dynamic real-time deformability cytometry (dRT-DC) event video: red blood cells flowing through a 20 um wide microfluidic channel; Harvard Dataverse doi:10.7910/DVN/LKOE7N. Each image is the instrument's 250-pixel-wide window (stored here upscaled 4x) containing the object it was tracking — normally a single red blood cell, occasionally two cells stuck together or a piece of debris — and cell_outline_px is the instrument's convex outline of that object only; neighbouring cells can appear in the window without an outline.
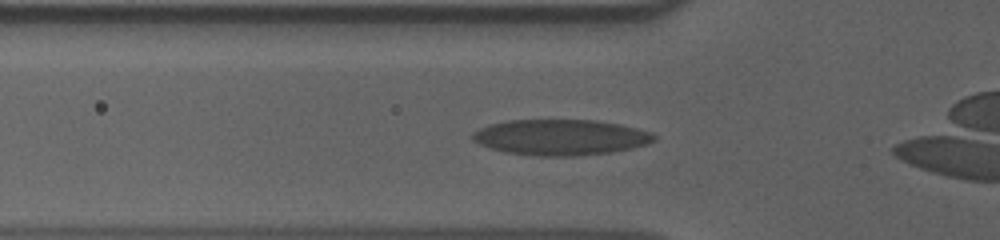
{"species": "human", "species_latin": "Homo sapiens", "temperature_condition": "cold", "stored_images_in_passage": 36, "camera_frame_rate_fps": 3000, "um_per_image_px": 0.085, "donor": {"sex": "male"}, "frame": {"image": 1, "passage_image": 4, "time_ms": 1.0, "image_size_px": [1000, 240], "cell_outline_px": [[656, 140], [648, 144], [632, 148], [612, 152], [580, 156], [532, 156], [504, 152], [480, 144], [472, 140], [472, 132], [488, 124], [508, 120], [596, 120], [620, 124], [652, 132], [656, 136]], "centroid_in_image_um": [47.66, 11.67], "position_along_channel_um": 78.1, "area_um2": 38.15}}
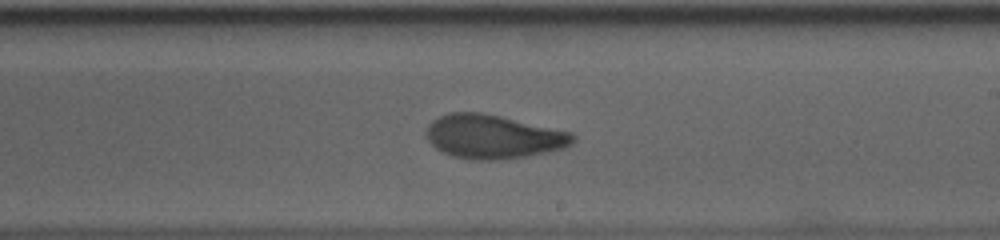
{"frame": {"image": 2, "passage_image": 18, "time_ms": 5.667, "image_size_px": [1000, 240], "cell_outline_px": [[576, 140], [572, 144], [564, 148], [548, 152], [528, 156], [496, 160], [472, 160], [452, 156], [436, 148], [428, 140], [424, 132], [428, 124], [432, 120], [448, 112], [480, 112], [500, 116], [572, 132], [576, 136]], "centroid_in_image_um": [41.92, 11.62], "position_along_channel_um": 247.1, "area_um2": 37.69}}
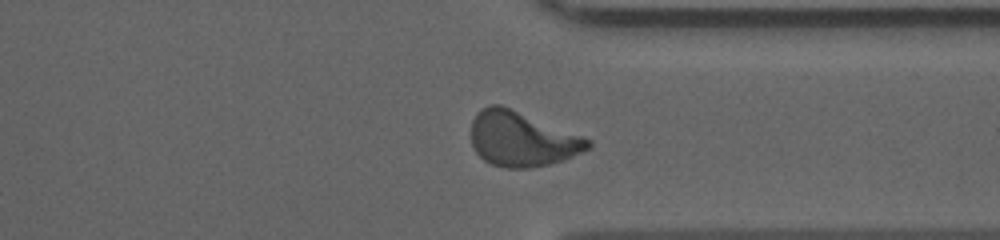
{"frame": {"image": 3, "passage_image": 28, "time_ms": 9.0, "image_size_px": [1000, 240], "cell_outline_px": [[592, 148], [564, 160], [548, 164], [528, 168], [504, 168], [492, 164], [484, 160], [476, 152], [472, 144], [472, 120], [476, 112], [480, 108], [488, 104], [500, 104], [584, 136], [592, 140]], "centroid_in_image_um": [44.38, 11.81], "position_along_channel_um": 367.0, "area_um2": 37.57}, "authors_computed_cell_mechanics": {"area_um2": 36.8475, "velocity_mm_per_s": 3.6123, "shape_relaxation_time_tau1_ms": 5.902, "shape_relaxation_time_tau2_ms": 1.6188, "deformation_change_tau1": 0.1869, "deformation_change_tau2": 0.0704}}